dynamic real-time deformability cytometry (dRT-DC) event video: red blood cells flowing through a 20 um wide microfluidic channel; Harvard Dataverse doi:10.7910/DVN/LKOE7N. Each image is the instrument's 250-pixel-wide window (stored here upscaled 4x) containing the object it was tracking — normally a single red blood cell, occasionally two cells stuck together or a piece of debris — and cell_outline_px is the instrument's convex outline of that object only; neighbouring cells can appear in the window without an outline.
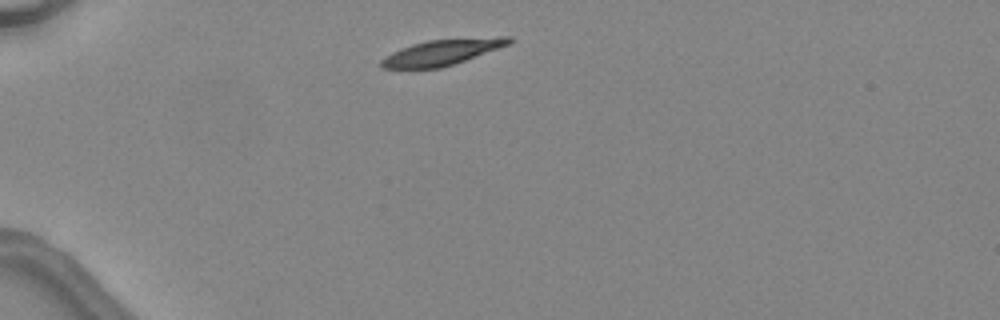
{"species": "common noctule bat (a hibernating species)", "species_latin": "Nyctalus noctula", "temperature_condition": "warm", "stored_images_in_passage": 3, "camera_frame_rate_fps": 3000, "um_per_image_px": 0.085, "animal": {"sex": "female", "body_mass_g": 24.6, "forearm_length_mm": 56.2}, "frame": {"image": 1, "passage_image": 1, "time_ms": 0.0, "image_size_px": [1000, 320], "cell_outline_px": [[516, 40], [508, 44], [464, 60], [440, 68], [380, 68], [380, 60], [384, 56], [400, 48], [412, 44], [428, 40], [500, 36], [512, 36]], "centroid_in_image_um": [37.55, 4.43], "position_along_channel_um": 47.4, "area_um2": 19.02}}